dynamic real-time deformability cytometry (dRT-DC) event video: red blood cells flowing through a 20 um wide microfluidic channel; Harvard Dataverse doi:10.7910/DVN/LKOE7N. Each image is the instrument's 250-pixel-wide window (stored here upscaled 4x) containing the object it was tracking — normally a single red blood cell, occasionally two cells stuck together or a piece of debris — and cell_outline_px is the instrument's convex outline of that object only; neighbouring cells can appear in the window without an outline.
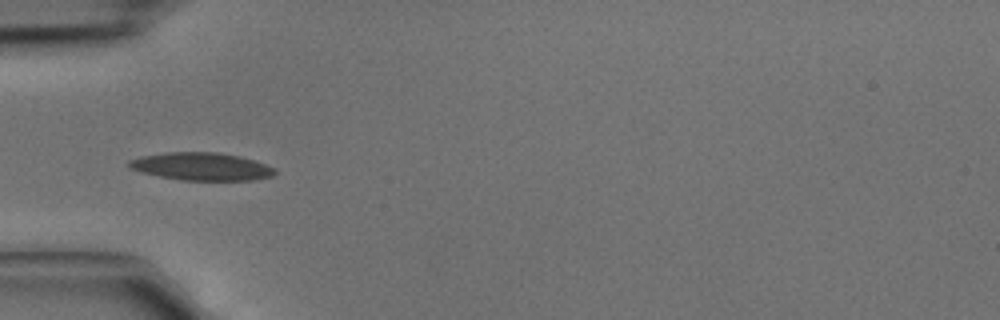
{"species": "common noctule bat (a hibernating species)", "species_latin": "Nyctalus noctula", "temperature_condition": "cold", "stored_images_in_passage": 5, "camera_frame_rate_fps": 3000, "um_per_image_px": 0.085, "animal": {"sex": "male", "body_mass_g": 15.6}, "frame": {"image": 1, "passage_image": 4, "time_ms": 1.0, "image_size_px": [1000, 320], "cell_outline_px": [[276, 172], [272, 176], [256, 180], [180, 180], [160, 176], [128, 168], [124, 164], [128, 160], [140, 156], [168, 152], [220, 152], [240, 156], [276, 168]], "centroid_in_image_um": [17.1, 14.14], "position_along_channel_um": 67.9, "area_um2": 23.7}}